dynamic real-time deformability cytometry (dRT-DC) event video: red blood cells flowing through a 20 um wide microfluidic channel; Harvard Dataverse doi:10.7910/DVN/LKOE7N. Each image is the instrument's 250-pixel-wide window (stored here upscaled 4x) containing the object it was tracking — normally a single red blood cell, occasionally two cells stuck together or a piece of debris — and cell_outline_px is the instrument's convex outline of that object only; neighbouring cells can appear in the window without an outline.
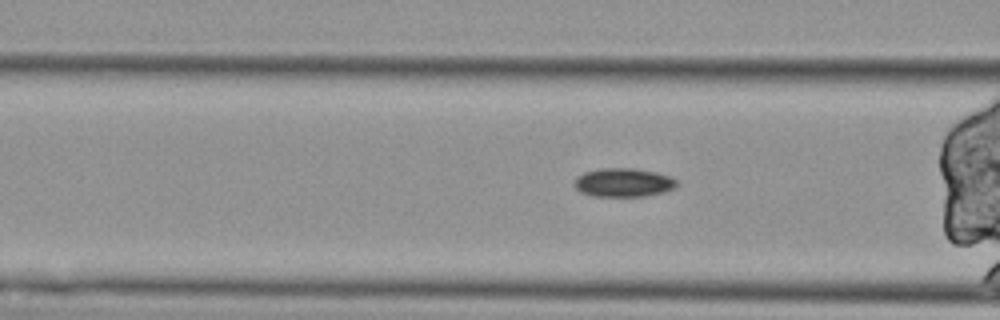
{"species": "Egyptian fruit bat (a non-hibernating species)", "species_latin": "Rousettus aegyptiacus", "temperature_condition": "cold", "stored_images_in_passage": 43, "camera_frame_rate_fps": 3000, "um_per_image_px": 0.085, "animal": {"sex": "female"}, "frame": {"image": 1, "passage_image": 19, "time_ms": 6.0, "image_size_px": [1000, 320], "cell_outline_px": [[676, 188], [664, 192], [644, 196], [592, 196], [580, 192], [572, 184], [572, 180], [576, 176], [584, 172], [600, 168], [636, 168], [656, 172], [672, 176], [676, 180]], "centroid_in_image_um": [52.96, 15.5], "position_along_channel_um": 113.6, "area_um2": 17.46}}
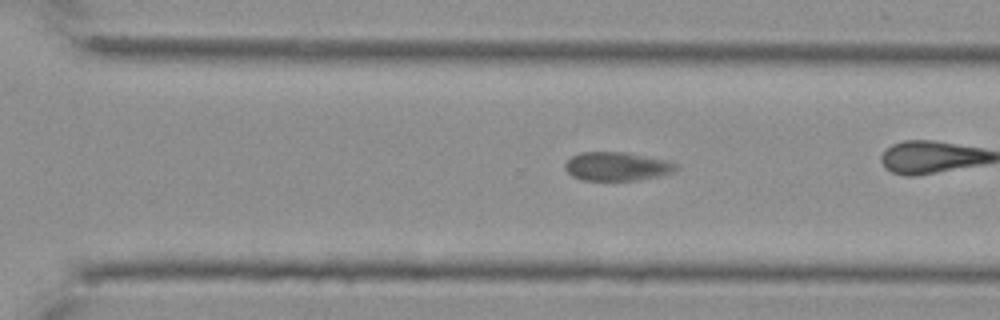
{"frame": {"image": 2, "passage_image": 37, "time_ms": 12.0, "image_size_px": [1000, 320], "cell_outline_px": [[680, 168], [672, 172], [656, 176], [636, 180], [580, 180], [572, 176], [564, 168], [564, 164], [572, 156], [580, 152], [624, 152], [664, 160], [680, 164]], "centroid_in_image_um": [52.41, 14.14], "position_along_channel_um": 318.2, "area_um2": 18.44}}